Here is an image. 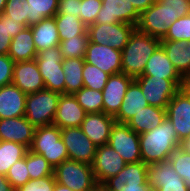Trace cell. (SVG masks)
I'll list each match as a JSON object with an SVG mask.
<instances>
[{"mask_svg":"<svg viewBox=\"0 0 190 191\" xmlns=\"http://www.w3.org/2000/svg\"><path fill=\"white\" fill-rule=\"evenodd\" d=\"M190 14V0H156L140 14L136 28L154 38L162 40L170 25L179 17Z\"/></svg>","mask_w":190,"mask_h":191,"instance_id":"obj_1","label":"cell"},{"mask_svg":"<svg viewBox=\"0 0 190 191\" xmlns=\"http://www.w3.org/2000/svg\"><path fill=\"white\" fill-rule=\"evenodd\" d=\"M139 143L141 160L147 165L169 160L173 151L182 146L167 117L160 126L139 134Z\"/></svg>","mask_w":190,"mask_h":191,"instance_id":"obj_2","label":"cell"},{"mask_svg":"<svg viewBox=\"0 0 190 191\" xmlns=\"http://www.w3.org/2000/svg\"><path fill=\"white\" fill-rule=\"evenodd\" d=\"M160 45L161 40L136 28L122 50V73L133 78L142 75L148 59Z\"/></svg>","mask_w":190,"mask_h":191,"instance_id":"obj_3","label":"cell"},{"mask_svg":"<svg viewBox=\"0 0 190 191\" xmlns=\"http://www.w3.org/2000/svg\"><path fill=\"white\" fill-rule=\"evenodd\" d=\"M29 150L42 155L53 169L69 159L67 148L61 138V129L53 124L35 129Z\"/></svg>","mask_w":190,"mask_h":191,"instance_id":"obj_4","label":"cell"},{"mask_svg":"<svg viewBox=\"0 0 190 191\" xmlns=\"http://www.w3.org/2000/svg\"><path fill=\"white\" fill-rule=\"evenodd\" d=\"M60 93L42 89L27 94L25 118L37 127L52 125L56 116Z\"/></svg>","mask_w":190,"mask_h":191,"instance_id":"obj_5","label":"cell"},{"mask_svg":"<svg viewBox=\"0 0 190 191\" xmlns=\"http://www.w3.org/2000/svg\"><path fill=\"white\" fill-rule=\"evenodd\" d=\"M53 175L57 183L72 191H90L98 185L91 165L71 159L56 166Z\"/></svg>","mask_w":190,"mask_h":191,"instance_id":"obj_6","label":"cell"},{"mask_svg":"<svg viewBox=\"0 0 190 191\" xmlns=\"http://www.w3.org/2000/svg\"><path fill=\"white\" fill-rule=\"evenodd\" d=\"M134 80L140 85L148 104L166 109L170 100L184 87L185 79H164L154 76H138Z\"/></svg>","mask_w":190,"mask_h":191,"instance_id":"obj_7","label":"cell"},{"mask_svg":"<svg viewBox=\"0 0 190 191\" xmlns=\"http://www.w3.org/2000/svg\"><path fill=\"white\" fill-rule=\"evenodd\" d=\"M35 60L45 83V89L65 94L63 57L59 46L37 52Z\"/></svg>","mask_w":190,"mask_h":191,"instance_id":"obj_8","label":"cell"},{"mask_svg":"<svg viewBox=\"0 0 190 191\" xmlns=\"http://www.w3.org/2000/svg\"><path fill=\"white\" fill-rule=\"evenodd\" d=\"M136 26L126 23L91 24L87 27L89 41L122 51Z\"/></svg>","mask_w":190,"mask_h":191,"instance_id":"obj_9","label":"cell"},{"mask_svg":"<svg viewBox=\"0 0 190 191\" xmlns=\"http://www.w3.org/2000/svg\"><path fill=\"white\" fill-rule=\"evenodd\" d=\"M108 144L127 163H137L141 160L139 134L126 123H118L112 127Z\"/></svg>","mask_w":190,"mask_h":191,"instance_id":"obj_10","label":"cell"},{"mask_svg":"<svg viewBox=\"0 0 190 191\" xmlns=\"http://www.w3.org/2000/svg\"><path fill=\"white\" fill-rule=\"evenodd\" d=\"M166 117L173 124L177 138L182 144L190 137V93L185 87L170 100L166 108Z\"/></svg>","mask_w":190,"mask_h":191,"instance_id":"obj_11","label":"cell"},{"mask_svg":"<svg viewBox=\"0 0 190 191\" xmlns=\"http://www.w3.org/2000/svg\"><path fill=\"white\" fill-rule=\"evenodd\" d=\"M147 183L154 191H189L186 182L175 172L170 160L149 164Z\"/></svg>","mask_w":190,"mask_h":191,"instance_id":"obj_12","label":"cell"},{"mask_svg":"<svg viewBox=\"0 0 190 191\" xmlns=\"http://www.w3.org/2000/svg\"><path fill=\"white\" fill-rule=\"evenodd\" d=\"M61 138L67 148L69 159L89 165L93 163L97 146L80 127L62 129Z\"/></svg>","mask_w":190,"mask_h":191,"instance_id":"obj_13","label":"cell"},{"mask_svg":"<svg viewBox=\"0 0 190 191\" xmlns=\"http://www.w3.org/2000/svg\"><path fill=\"white\" fill-rule=\"evenodd\" d=\"M127 164L109 144L98 146L91 164L98 184L116 176Z\"/></svg>","mask_w":190,"mask_h":191,"instance_id":"obj_14","label":"cell"},{"mask_svg":"<svg viewBox=\"0 0 190 191\" xmlns=\"http://www.w3.org/2000/svg\"><path fill=\"white\" fill-rule=\"evenodd\" d=\"M140 13L127 0H102V7L94 24L126 23L137 26Z\"/></svg>","mask_w":190,"mask_h":191,"instance_id":"obj_15","label":"cell"},{"mask_svg":"<svg viewBox=\"0 0 190 191\" xmlns=\"http://www.w3.org/2000/svg\"><path fill=\"white\" fill-rule=\"evenodd\" d=\"M122 51L88 41L84 61L113 75L122 72Z\"/></svg>","mask_w":190,"mask_h":191,"instance_id":"obj_16","label":"cell"},{"mask_svg":"<svg viewBox=\"0 0 190 191\" xmlns=\"http://www.w3.org/2000/svg\"><path fill=\"white\" fill-rule=\"evenodd\" d=\"M133 80V77L122 72L109 76L102 90L103 112L105 114L115 116L118 113L125 93Z\"/></svg>","mask_w":190,"mask_h":191,"instance_id":"obj_17","label":"cell"},{"mask_svg":"<svg viewBox=\"0 0 190 191\" xmlns=\"http://www.w3.org/2000/svg\"><path fill=\"white\" fill-rule=\"evenodd\" d=\"M12 83L25 94L45 89V83L35 59L14 63Z\"/></svg>","mask_w":190,"mask_h":191,"instance_id":"obj_18","label":"cell"},{"mask_svg":"<svg viewBox=\"0 0 190 191\" xmlns=\"http://www.w3.org/2000/svg\"><path fill=\"white\" fill-rule=\"evenodd\" d=\"M116 120L104 112L87 113L80 125L84 134L98 147L108 144Z\"/></svg>","mask_w":190,"mask_h":191,"instance_id":"obj_19","label":"cell"},{"mask_svg":"<svg viewBox=\"0 0 190 191\" xmlns=\"http://www.w3.org/2000/svg\"><path fill=\"white\" fill-rule=\"evenodd\" d=\"M35 127L25 116L0 119V141H13L30 148Z\"/></svg>","mask_w":190,"mask_h":191,"instance_id":"obj_20","label":"cell"},{"mask_svg":"<svg viewBox=\"0 0 190 191\" xmlns=\"http://www.w3.org/2000/svg\"><path fill=\"white\" fill-rule=\"evenodd\" d=\"M86 111L72 94H61L53 125L61 130L70 127H80L85 119Z\"/></svg>","mask_w":190,"mask_h":191,"instance_id":"obj_21","label":"cell"},{"mask_svg":"<svg viewBox=\"0 0 190 191\" xmlns=\"http://www.w3.org/2000/svg\"><path fill=\"white\" fill-rule=\"evenodd\" d=\"M26 97L13 83L0 87V119L25 116Z\"/></svg>","mask_w":190,"mask_h":191,"instance_id":"obj_22","label":"cell"},{"mask_svg":"<svg viewBox=\"0 0 190 191\" xmlns=\"http://www.w3.org/2000/svg\"><path fill=\"white\" fill-rule=\"evenodd\" d=\"M147 169L148 165L143 161L127 163L116 176L110 177L103 184L113 191H121L125 184H148Z\"/></svg>","mask_w":190,"mask_h":191,"instance_id":"obj_23","label":"cell"},{"mask_svg":"<svg viewBox=\"0 0 190 191\" xmlns=\"http://www.w3.org/2000/svg\"><path fill=\"white\" fill-rule=\"evenodd\" d=\"M147 105L149 104L142 93L140 85L133 80L114 118L118 123H127L137 112H140Z\"/></svg>","mask_w":190,"mask_h":191,"instance_id":"obj_24","label":"cell"},{"mask_svg":"<svg viewBox=\"0 0 190 191\" xmlns=\"http://www.w3.org/2000/svg\"><path fill=\"white\" fill-rule=\"evenodd\" d=\"M140 76H154L164 79H184L172 65L165 50L160 45L148 59L143 74Z\"/></svg>","mask_w":190,"mask_h":191,"instance_id":"obj_25","label":"cell"},{"mask_svg":"<svg viewBox=\"0 0 190 191\" xmlns=\"http://www.w3.org/2000/svg\"><path fill=\"white\" fill-rule=\"evenodd\" d=\"M161 46L179 74L184 79L190 76V41L161 40Z\"/></svg>","mask_w":190,"mask_h":191,"instance_id":"obj_26","label":"cell"},{"mask_svg":"<svg viewBox=\"0 0 190 191\" xmlns=\"http://www.w3.org/2000/svg\"><path fill=\"white\" fill-rule=\"evenodd\" d=\"M37 52L59 46L60 38L54 17H47L30 27Z\"/></svg>","mask_w":190,"mask_h":191,"instance_id":"obj_27","label":"cell"},{"mask_svg":"<svg viewBox=\"0 0 190 191\" xmlns=\"http://www.w3.org/2000/svg\"><path fill=\"white\" fill-rule=\"evenodd\" d=\"M165 119L166 109L147 105L126 124L136 133L142 134L160 126Z\"/></svg>","mask_w":190,"mask_h":191,"instance_id":"obj_28","label":"cell"},{"mask_svg":"<svg viewBox=\"0 0 190 191\" xmlns=\"http://www.w3.org/2000/svg\"><path fill=\"white\" fill-rule=\"evenodd\" d=\"M36 55L37 50L33 41L32 30L30 27H25L12 38L8 56L14 62H22L33 60Z\"/></svg>","mask_w":190,"mask_h":191,"instance_id":"obj_29","label":"cell"},{"mask_svg":"<svg viewBox=\"0 0 190 191\" xmlns=\"http://www.w3.org/2000/svg\"><path fill=\"white\" fill-rule=\"evenodd\" d=\"M62 68L65 75V94H74L84 87L82 72L84 58L63 59Z\"/></svg>","mask_w":190,"mask_h":191,"instance_id":"obj_30","label":"cell"},{"mask_svg":"<svg viewBox=\"0 0 190 191\" xmlns=\"http://www.w3.org/2000/svg\"><path fill=\"white\" fill-rule=\"evenodd\" d=\"M28 148L13 141H0V175H7L11 166L24 158Z\"/></svg>","mask_w":190,"mask_h":191,"instance_id":"obj_31","label":"cell"},{"mask_svg":"<svg viewBox=\"0 0 190 191\" xmlns=\"http://www.w3.org/2000/svg\"><path fill=\"white\" fill-rule=\"evenodd\" d=\"M29 7L27 27H31L44 18L54 17L58 13L59 0H26Z\"/></svg>","mask_w":190,"mask_h":191,"instance_id":"obj_32","label":"cell"},{"mask_svg":"<svg viewBox=\"0 0 190 191\" xmlns=\"http://www.w3.org/2000/svg\"><path fill=\"white\" fill-rule=\"evenodd\" d=\"M56 26L60 41L72 38L77 35H84L87 26L75 15H55Z\"/></svg>","mask_w":190,"mask_h":191,"instance_id":"obj_33","label":"cell"},{"mask_svg":"<svg viewBox=\"0 0 190 191\" xmlns=\"http://www.w3.org/2000/svg\"><path fill=\"white\" fill-rule=\"evenodd\" d=\"M25 26L11 17L0 15V55H8L12 38L21 32Z\"/></svg>","mask_w":190,"mask_h":191,"instance_id":"obj_34","label":"cell"},{"mask_svg":"<svg viewBox=\"0 0 190 191\" xmlns=\"http://www.w3.org/2000/svg\"><path fill=\"white\" fill-rule=\"evenodd\" d=\"M88 41V31L84 35H77L73 36L72 38L60 41L59 49L63 59L84 58Z\"/></svg>","mask_w":190,"mask_h":191,"instance_id":"obj_35","label":"cell"},{"mask_svg":"<svg viewBox=\"0 0 190 191\" xmlns=\"http://www.w3.org/2000/svg\"><path fill=\"white\" fill-rule=\"evenodd\" d=\"M26 165L30 180H41L53 175L54 169L49 162L42 155L36 154L29 149L26 152Z\"/></svg>","mask_w":190,"mask_h":191,"instance_id":"obj_36","label":"cell"},{"mask_svg":"<svg viewBox=\"0 0 190 191\" xmlns=\"http://www.w3.org/2000/svg\"><path fill=\"white\" fill-rule=\"evenodd\" d=\"M73 95L86 113L103 112L102 91L83 87Z\"/></svg>","mask_w":190,"mask_h":191,"instance_id":"obj_37","label":"cell"},{"mask_svg":"<svg viewBox=\"0 0 190 191\" xmlns=\"http://www.w3.org/2000/svg\"><path fill=\"white\" fill-rule=\"evenodd\" d=\"M110 74L100 68L84 61L82 72L84 87L102 91L108 81Z\"/></svg>","mask_w":190,"mask_h":191,"instance_id":"obj_38","label":"cell"},{"mask_svg":"<svg viewBox=\"0 0 190 191\" xmlns=\"http://www.w3.org/2000/svg\"><path fill=\"white\" fill-rule=\"evenodd\" d=\"M169 160L175 172L186 182L190 191V152L179 146L173 151Z\"/></svg>","mask_w":190,"mask_h":191,"instance_id":"obj_39","label":"cell"},{"mask_svg":"<svg viewBox=\"0 0 190 191\" xmlns=\"http://www.w3.org/2000/svg\"><path fill=\"white\" fill-rule=\"evenodd\" d=\"M162 40L190 41V14L179 17L169 27V31Z\"/></svg>","mask_w":190,"mask_h":191,"instance_id":"obj_40","label":"cell"},{"mask_svg":"<svg viewBox=\"0 0 190 191\" xmlns=\"http://www.w3.org/2000/svg\"><path fill=\"white\" fill-rule=\"evenodd\" d=\"M11 186L16 190L25 185L30 180V175L26 165V154L24 158L14 163L6 175Z\"/></svg>","mask_w":190,"mask_h":191,"instance_id":"obj_41","label":"cell"},{"mask_svg":"<svg viewBox=\"0 0 190 191\" xmlns=\"http://www.w3.org/2000/svg\"><path fill=\"white\" fill-rule=\"evenodd\" d=\"M28 7L29 5L26 0H7L3 14L11 17L14 21H20L27 27Z\"/></svg>","mask_w":190,"mask_h":191,"instance_id":"obj_42","label":"cell"},{"mask_svg":"<svg viewBox=\"0 0 190 191\" xmlns=\"http://www.w3.org/2000/svg\"><path fill=\"white\" fill-rule=\"evenodd\" d=\"M102 0H81L80 19L88 27L95 23Z\"/></svg>","mask_w":190,"mask_h":191,"instance_id":"obj_43","label":"cell"},{"mask_svg":"<svg viewBox=\"0 0 190 191\" xmlns=\"http://www.w3.org/2000/svg\"><path fill=\"white\" fill-rule=\"evenodd\" d=\"M55 182L54 175H51L41 180H29L15 191H53Z\"/></svg>","mask_w":190,"mask_h":191,"instance_id":"obj_44","label":"cell"},{"mask_svg":"<svg viewBox=\"0 0 190 191\" xmlns=\"http://www.w3.org/2000/svg\"><path fill=\"white\" fill-rule=\"evenodd\" d=\"M14 63L8 55H0V87L12 83Z\"/></svg>","mask_w":190,"mask_h":191,"instance_id":"obj_45","label":"cell"},{"mask_svg":"<svg viewBox=\"0 0 190 191\" xmlns=\"http://www.w3.org/2000/svg\"><path fill=\"white\" fill-rule=\"evenodd\" d=\"M81 0H59L56 15H75L80 17Z\"/></svg>","mask_w":190,"mask_h":191,"instance_id":"obj_46","label":"cell"},{"mask_svg":"<svg viewBox=\"0 0 190 191\" xmlns=\"http://www.w3.org/2000/svg\"><path fill=\"white\" fill-rule=\"evenodd\" d=\"M127 1L129 2V4H133L134 8L140 14L156 2V0H127Z\"/></svg>","mask_w":190,"mask_h":191,"instance_id":"obj_47","label":"cell"},{"mask_svg":"<svg viewBox=\"0 0 190 191\" xmlns=\"http://www.w3.org/2000/svg\"><path fill=\"white\" fill-rule=\"evenodd\" d=\"M121 191H154L148 184H125Z\"/></svg>","mask_w":190,"mask_h":191,"instance_id":"obj_48","label":"cell"},{"mask_svg":"<svg viewBox=\"0 0 190 191\" xmlns=\"http://www.w3.org/2000/svg\"><path fill=\"white\" fill-rule=\"evenodd\" d=\"M0 191H15L5 175H0Z\"/></svg>","mask_w":190,"mask_h":191,"instance_id":"obj_49","label":"cell"},{"mask_svg":"<svg viewBox=\"0 0 190 191\" xmlns=\"http://www.w3.org/2000/svg\"><path fill=\"white\" fill-rule=\"evenodd\" d=\"M53 191H72L67 186L55 182Z\"/></svg>","mask_w":190,"mask_h":191,"instance_id":"obj_50","label":"cell"},{"mask_svg":"<svg viewBox=\"0 0 190 191\" xmlns=\"http://www.w3.org/2000/svg\"><path fill=\"white\" fill-rule=\"evenodd\" d=\"M182 147L190 152V137H188L183 143Z\"/></svg>","mask_w":190,"mask_h":191,"instance_id":"obj_51","label":"cell"},{"mask_svg":"<svg viewBox=\"0 0 190 191\" xmlns=\"http://www.w3.org/2000/svg\"><path fill=\"white\" fill-rule=\"evenodd\" d=\"M7 0H0V15L4 12Z\"/></svg>","mask_w":190,"mask_h":191,"instance_id":"obj_52","label":"cell"},{"mask_svg":"<svg viewBox=\"0 0 190 191\" xmlns=\"http://www.w3.org/2000/svg\"><path fill=\"white\" fill-rule=\"evenodd\" d=\"M184 87L187 89V91L190 93V76H188L186 79H185V85Z\"/></svg>","mask_w":190,"mask_h":191,"instance_id":"obj_53","label":"cell"},{"mask_svg":"<svg viewBox=\"0 0 190 191\" xmlns=\"http://www.w3.org/2000/svg\"><path fill=\"white\" fill-rule=\"evenodd\" d=\"M99 190L100 191H113L108 189L104 184H99Z\"/></svg>","mask_w":190,"mask_h":191,"instance_id":"obj_54","label":"cell"},{"mask_svg":"<svg viewBox=\"0 0 190 191\" xmlns=\"http://www.w3.org/2000/svg\"><path fill=\"white\" fill-rule=\"evenodd\" d=\"M90 191H100V190H99V184H98L95 188H93L92 190H90Z\"/></svg>","mask_w":190,"mask_h":191,"instance_id":"obj_55","label":"cell"}]
</instances>
